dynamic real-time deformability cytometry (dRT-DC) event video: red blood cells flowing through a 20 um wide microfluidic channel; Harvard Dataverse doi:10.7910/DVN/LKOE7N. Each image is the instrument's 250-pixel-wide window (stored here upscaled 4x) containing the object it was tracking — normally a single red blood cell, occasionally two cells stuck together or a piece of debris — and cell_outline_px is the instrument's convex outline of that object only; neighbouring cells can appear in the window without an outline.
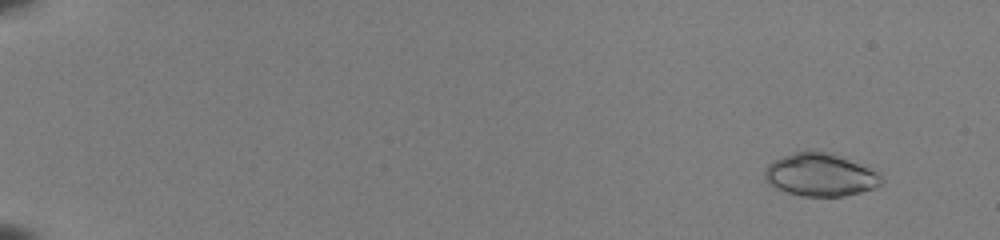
{"species": "common noctule bat (a hibernating species)", "species_latin": "Nyctalus noctula", "temperature_condition": "room temperature", "stored_images_in_passage": 50, "camera_frame_rate_fps": 3000, "um_per_image_px": 0.085, "animal": {"sex": "female", "body_mass_g": 22.0, "forearm_length_mm": 56.7}, "frame": {"image": 1, "passage_image": 1, "time_ms": 0.0, "image_size_px": [1000, 240], "cell_outline_px": [[884, 180], [876, 188], [844, 196], [800, 196], [784, 192], [768, 184], [764, 180], [764, 172], [768, 164], [772, 160], [808, 148], [816, 148], [832, 152], [868, 168], [876, 172]], "centroid_in_image_um": [69.67, 14.83], "position_along_channel_um": 15.3, "area_um2": 29.65}}
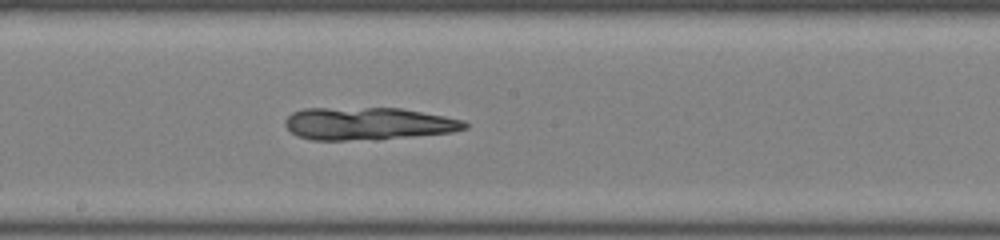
{"frame": {"image": 2, "passage_image": 29, "time_ms": 9.333, "image_size_px": [1000, 240], "cell_outline_px": [[468, 128], [452, 132], [412, 136], [344, 140], [312, 140], [296, 136], [284, 124], [284, 120], [292, 112], [304, 108], [400, 108], [444, 116], [464, 120], [468, 124]], "centroid_in_image_um": [31.25, 10.5], "position_along_channel_um": 216.9, "area_um2": 33.81}}
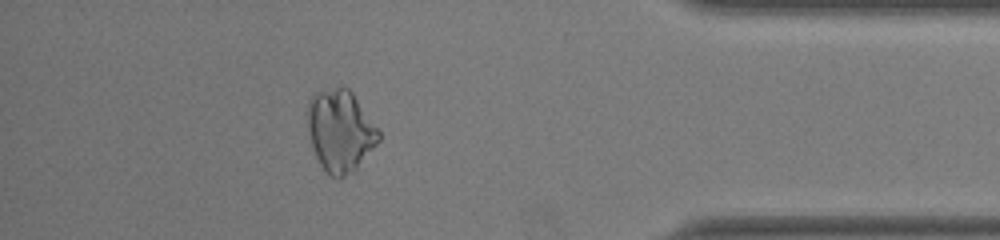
{"frame": {"image": 3, "passage_image": 45, "time_ms": 14.667, "image_size_px": [1000, 240], "cell_outline_px": [[380, 140], [356, 168], [352, 172], [340, 180], [332, 176], [320, 164], [316, 156], [312, 144], [308, 128], [308, 100], [316, 92], [336, 88], [348, 88], [352, 92], [380, 128]], "centroid_in_image_um": [28.95, 11.12], "position_along_channel_um": 406.2, "area_um2": 33.76}}